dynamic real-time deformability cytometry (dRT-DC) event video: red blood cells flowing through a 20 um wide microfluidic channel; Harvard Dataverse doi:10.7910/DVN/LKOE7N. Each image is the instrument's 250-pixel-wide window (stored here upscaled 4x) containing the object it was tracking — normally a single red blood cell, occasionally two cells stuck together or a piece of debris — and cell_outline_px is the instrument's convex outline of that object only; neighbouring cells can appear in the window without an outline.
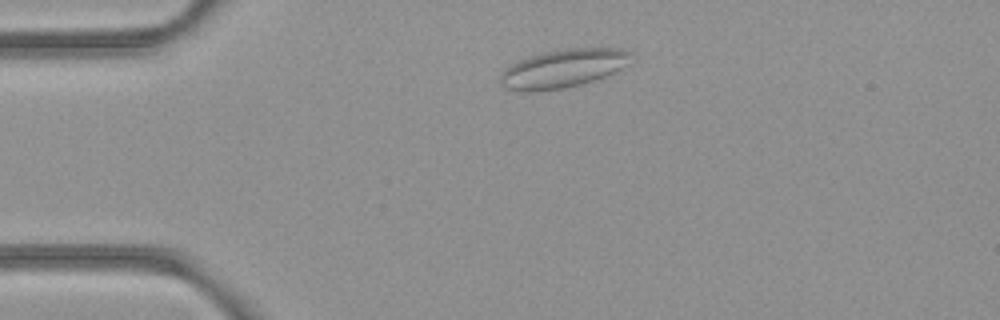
{"species": "common noctule bat (a hibernating species)", "species_latin": "Nyctalus noctula", "temperature_condition": "room temperature", "stored_images_in_passage": 3, "camera_frame_rate_fps": 3000, "um_per_image_px": 0.085, "animal": {"sex": "female", "body_mass_g": 21.9}, "frame": {"image": 1, "passage_image": 2, "time_ms": 0.333, "image_size_px": [1000, 320], "cell_outline_px": [[632, 64], [604, 76], [580, 84], [564, 88], [536, 92], [524, 92], [504, 88], [500, 84], [500, 72], [504, 68], [520, 60], [544, 52], [568, 48], [620, 48], [632, 52]], "centroid_in_image_um": [47.88, 5.82], "position_along_channel_um": 37.1, "area_um2": 29.48}}